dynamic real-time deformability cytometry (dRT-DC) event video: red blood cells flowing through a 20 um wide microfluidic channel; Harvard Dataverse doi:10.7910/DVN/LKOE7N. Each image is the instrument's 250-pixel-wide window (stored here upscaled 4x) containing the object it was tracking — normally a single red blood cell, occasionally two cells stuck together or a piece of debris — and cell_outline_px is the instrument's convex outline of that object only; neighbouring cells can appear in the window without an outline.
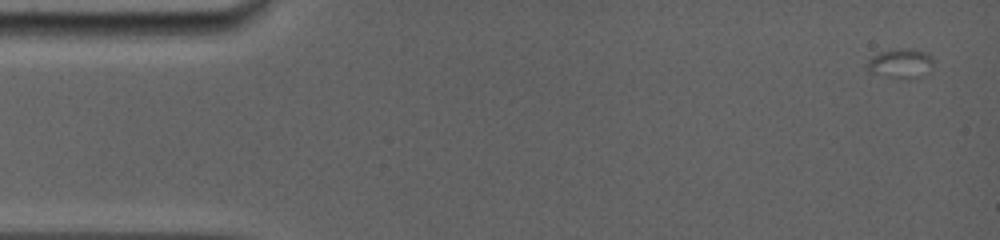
{"species": "common noctule bat (a hibernating species)", "species_latin": "Nyctalus noctula", "temperature_condition": "room temperature", "stored_images_in_passage": 2, "camera_frame_rate_fps": 5000, "um_per_image_px": 0.085, "animal": {"sex": "female", "body_mass_g": 19.0, "forearm_length_mm": 56.7}, "frame": {"image": 1, "passage_image": 1, "time_ms": 0.0, "image_size_px": [1000, 240], "cell_outline_px": [[932, 64], [916, 76], [888, 76], [872, 72], [868, 68], [868, 60], [880, 52], [900, 48], [912, 48], [928, 52], [932, 56]], "centroid_in_image_um": [76.53, 5.3], "position_along_channel_um": 8.5, "area_um2": 10.46}}